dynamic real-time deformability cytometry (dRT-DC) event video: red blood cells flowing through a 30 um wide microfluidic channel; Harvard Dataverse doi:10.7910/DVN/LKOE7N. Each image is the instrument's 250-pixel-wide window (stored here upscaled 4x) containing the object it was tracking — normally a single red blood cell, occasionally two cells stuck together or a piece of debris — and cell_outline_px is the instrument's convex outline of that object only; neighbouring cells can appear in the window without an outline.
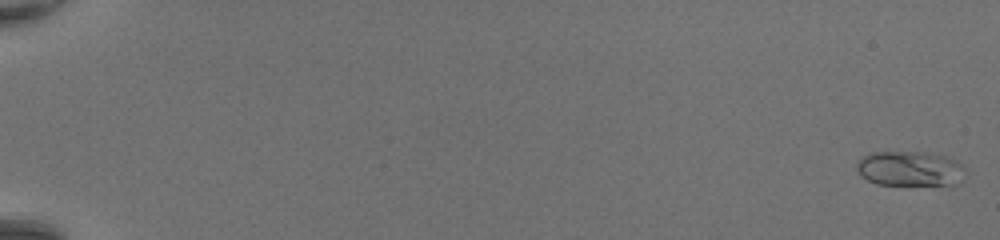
{"species": "common noctule bat (a hibernating species)", "species_latin": "Nyctalus noctula", "temperature_condition": "room temperature", "stored_images_in_passage": 51, "camera_frame_rate_fps": 3000, "um_per_image_px": 0.085, "animal": {"sex": "female", "body_mass_g": 20.0, "forearm_length_mm": 54.0}, "frame": {"image": 1, "passage_image": 2, "time_ms": 0.333, "image_size_px": [1000, 240], "cell_outline_px": [[964, 168], [960, 184], [908, 188], [876, 184], [860, 176], [856, 168], [856, 164], [864, 156], [872, 152], [924, 152], [944, 156], [960, 164]], "centroid_in_image_um": [77.32, 14.41], "position_along_channel_um": 7.7, "area_um2": 22.95}}
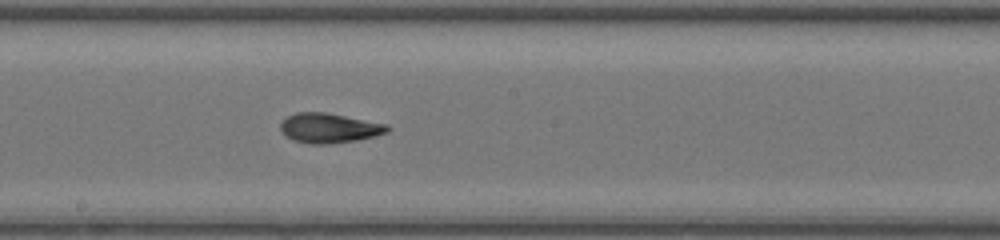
{"frame": {"image": 2, "passage_image": 31, "time_ms": 10.0, "image_size_px": [1000, 240], "cell_outline_px": [[392, 128], [388, 132], [356, 140], [328, 144], [312, 144], [292, 140], [280, 128], [280, 124], [288, 116], [296, 112], [324, 112], [388, 124]], "centroid_in_image_um": [28.0, 10.88], "position_along_channel_um": 220.2, "area_um2": 18.32}}
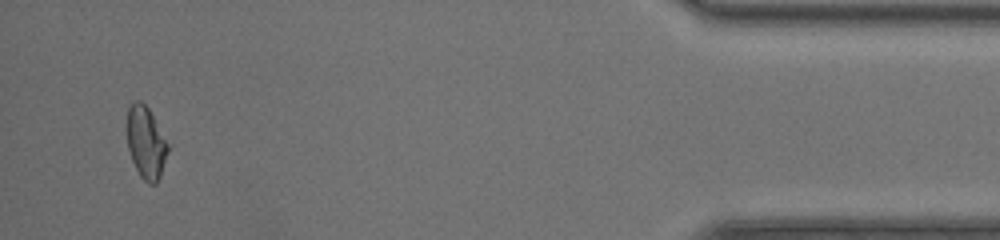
{"frame": {"image": 3, "passage_image": 49, "time_ms": 16.0, "image_size_px": [1000, 240], "cell_outline_px": [[168, 152], [160, 176], [156, 184], [148, 184], [140, 176], [132, 160], [128, 148], [128, 108], [132, 100], [140, 100], [148, 108], [168, 144]], "centroid_in_image_um": [12.4, 12.13], "position_along_channel_um": 422.8, "area_um2": 16.88}, "authors_computed_cell_mechanics": {"area_um2": 18.1492, "velocity_mm_per_s": 4.4175, "shape_relaxation_time_tau1_ms": 3.5788, "shape_relaxation_time_tau2_ms": 2.572, "deformation_change_tau1": 0.1688, "deformation_change_tau2": 0.0418}}